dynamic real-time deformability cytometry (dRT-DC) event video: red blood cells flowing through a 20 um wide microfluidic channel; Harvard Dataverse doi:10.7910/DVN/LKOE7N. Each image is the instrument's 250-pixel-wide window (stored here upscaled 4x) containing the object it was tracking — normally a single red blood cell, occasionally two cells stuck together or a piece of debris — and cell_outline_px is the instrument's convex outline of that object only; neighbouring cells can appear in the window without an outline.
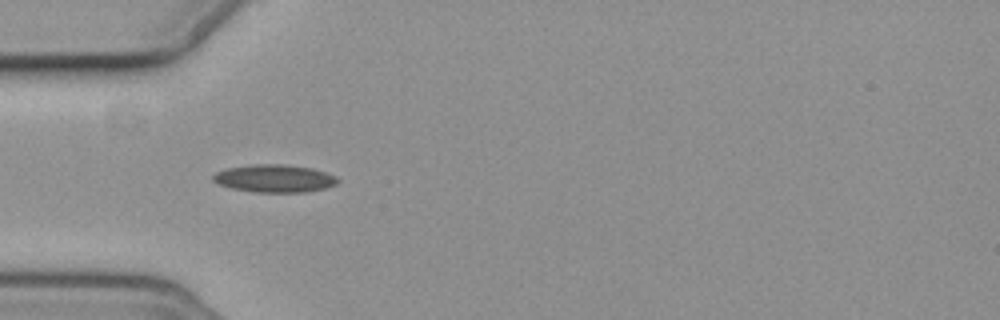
{"species": "common noctule bat (a hibernating species)", "species_latin": "Nyctalus noctula", "temperature_condition": "cold", "stored_images_in_passage": 6, "camera_frame_rate_fps": 3000, "um_per_image_px": 0.085, "animal": {"sex": "female", "body_mass_g": 19.3, "forearm_length_mm": 54.1}, "frame": {"image": 1, "passage_image": 5, "time_ms": 5.667, "image_size_px": [1000, 320], "cell_outline_px": [[340, 180], [336, 184], [324, 188], [308, 192], [252, 192], [232, 188], [220, 184], [212, 180], [212, 176], [216, 172], [228, 168], [252, 164], [280, 164], [312, 168], [336, 176]], "centroid_in_image_um": [23.33, 15.17], "position_along_channel_um": 61.7, "area_um2": 20.06}}
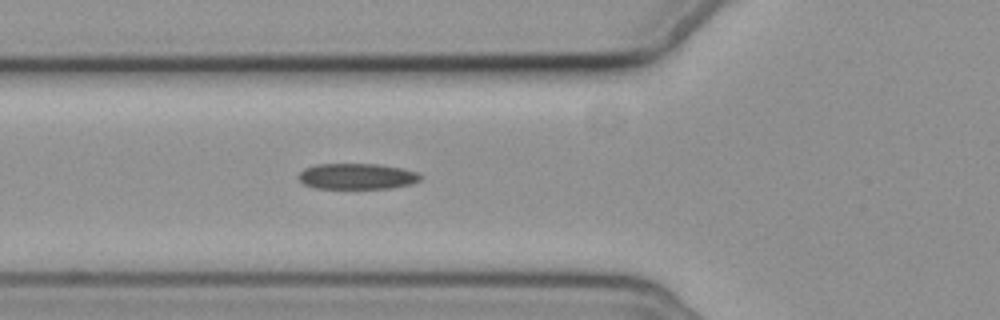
{"frame": {"image": 2, "passage_image": 6, "time_ms": 6.667, "image_size_px": [1000, 320], "cell_outline_px": [[424, 176], [420, 180], [412, 184], [392, 188], [316, 188], [304, 184], [296, 176], [304, 168], [316, 164], [380, 164], [420, 172]], "centroid_in_image_um": [30.38, 14.98], "position_along_channel_um": 95.4, "area_um2": 18.55}}